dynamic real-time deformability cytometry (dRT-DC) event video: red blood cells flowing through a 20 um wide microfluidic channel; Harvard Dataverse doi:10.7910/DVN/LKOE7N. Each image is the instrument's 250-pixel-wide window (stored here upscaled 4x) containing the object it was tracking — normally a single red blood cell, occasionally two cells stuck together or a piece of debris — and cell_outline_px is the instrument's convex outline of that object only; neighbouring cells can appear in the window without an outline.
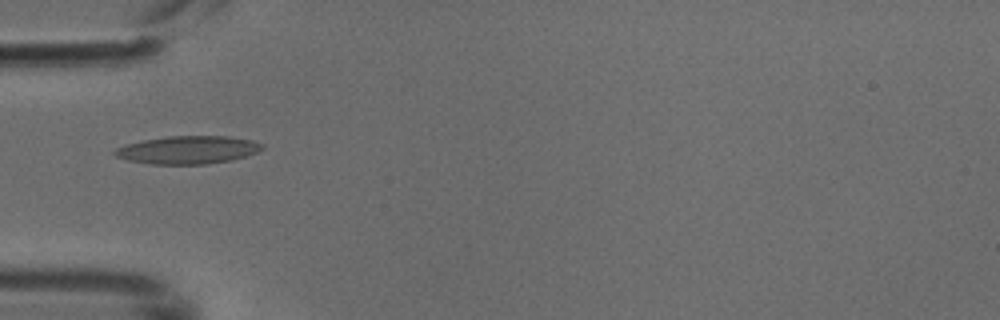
{"species": "common noctule bat (a hibernating species)", "species_latin": "Nyctalus noctula", "temperature_condition": "cold", "stored_images_in_passage": 5, "camera_frame_rate_fps": 3000, "um_per_image_px": 0.085, "animal": {"sex": "male", "body_mass_g": 18.8}, "frame": {"image": 1, "passage_image": 4, "time_ms": 1.0, "image_size_px": [1000, 320], "cell_outline_px": [[264, 148], [256, 152], [232, 160], [204, 164], [148, 164], [128, 160], [116, 156], [112, 152], [116, 148], [128, 144], [144, 140], [168, 136], [228, 136], [252, 140], [264, 144]], "centroid_in_image_um": [15.98, 12.74], "position_along_channel_um": 69.0, "area_um2": 23.87}}
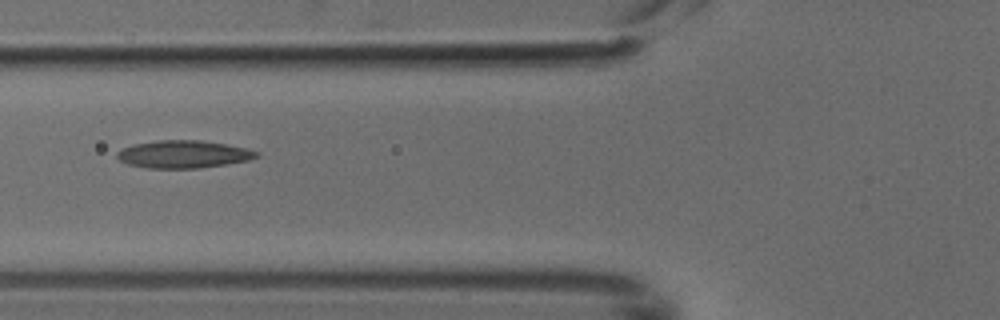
{"frame": {"image": 2, "passage_image": 5, "time_ms": 1.333, "image_size_px": [1000, 320], "cell_outline_px": [[260, 156], [248, 160], [228, 164], [200, 168], [148, 168], [128, 164], [120, 160], [116, 156], [116, 152], [132, 144], [160, 140], [200, 140], [248, 148], [260, 152]], "centroid_in_image_um": [15.62, 13.11], "position_along_channel_um": 110.2, "area_um2": 22.48}}